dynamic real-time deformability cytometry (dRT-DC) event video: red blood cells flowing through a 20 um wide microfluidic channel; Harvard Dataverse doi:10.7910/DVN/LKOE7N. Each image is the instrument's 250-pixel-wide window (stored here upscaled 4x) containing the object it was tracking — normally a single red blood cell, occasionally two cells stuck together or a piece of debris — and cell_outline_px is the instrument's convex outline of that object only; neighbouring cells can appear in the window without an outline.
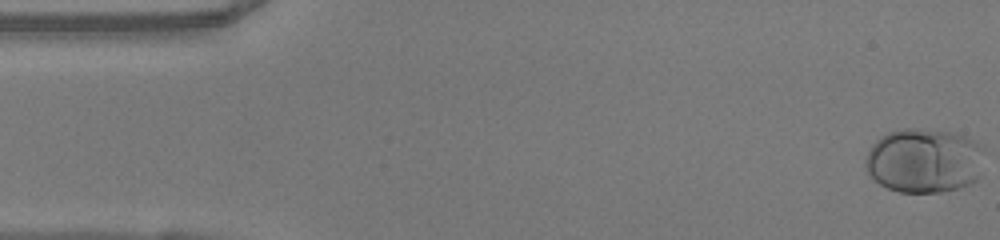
{"species": "human", "species_latin": "Homo sapiens", "temperature_condition": "warm", "stored_images_in_passage": 50, "camera_frame_rate_fps": 3000, "um_per_image_px": 0.085, "donor": {"sex": "female"}, "frame": {"image": 1, "passage_image": 1, "time_ms": 0.0, "image_size_px": [1000, 240], "cell_outline_px": [[984, 148], [976, 180], [968, 184], [956, 188], [940, 192], [900, 192], [888, 188], [880, 184], [868, 176], [864, 164], [864, 160], [872, 144], [880, 136], [888, 132], [904, 128], [916, 128], [952, 132], [964, 136], [980, 144]], "centroid_in_image_um": [78.49, 13.64], "position_along_channel_um": 6.5, "area_um2": 44.74}}
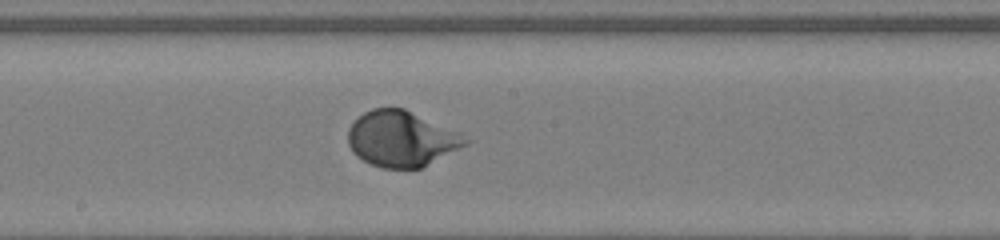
{"frame": {"image": 2, "passage_image": 26, "time_ms": 8.333, "image_size_px": [1000, 240], "cell_outline_px": [[472, 140], [468, 144], [420, 168], [384, 168], [372, 164], [356, 156], [352, 152], [348, 144], [348, 128], [364, 112], [372, 108], [404, 108], [460, 132]], "centroid_in_image_um": [34.14, 11.79], "position_along_channel_um": 214.1, "area_um2": 37.97}}
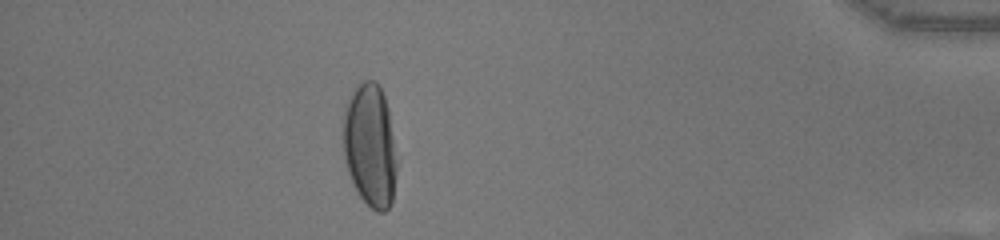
{"frame": {"image": 3, "passage_image": 44, "time_ms": 14.333, "image_size_px": [1000, 240], "cell_outline_px": [[396, 172], [392, 204], [384, 212], [376, 212], [356, 192], [352, 184], [344, 160], [344, 104], [348, 96], [356, 84], [364, 80], [376, 80], [380, 84], [388, 108], [396, 160]], "centroid_in_image_um": [31.44, 12.34], "position_along_channel_um": 403.8, "area_um2": 38.84}, "authors_computed_cell_mechanics": {"area_um2": 38.2058, "velocity_mm_per_s": 4.0576, "shape_relaxation_time_tau1_ms": 2.1085, "shape_relaxation_time_tau2_ms": null, "deformation_change_tau1": 0.1743, "deformation_change_tau2": null}}